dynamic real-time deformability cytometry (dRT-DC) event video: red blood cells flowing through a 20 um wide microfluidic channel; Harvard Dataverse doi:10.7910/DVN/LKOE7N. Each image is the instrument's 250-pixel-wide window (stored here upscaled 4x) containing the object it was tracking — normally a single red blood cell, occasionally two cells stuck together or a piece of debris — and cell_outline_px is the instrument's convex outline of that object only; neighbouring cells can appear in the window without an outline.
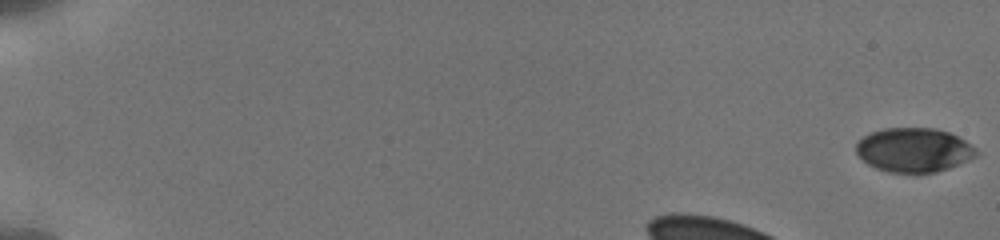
{"species": "human", "species_latin": "Homo sapiens", "temperature_condition": "cold", "stored_images_in_passage": 17, "camera_frame_rate_fps": 3000, "um_per_image_px": 0.085, "donor": {"sex": "male"}, "frame": {"image": 1, "passage_image": 1, "time_ms": 0.0, "image_size_px": [1000, 240], "cell_outline_px": [[976, 156], [968, 160], [948, 168], [936, 172], [888, 172], [876, 168], [868, 164], [856, 152], [856, 144], [864, 136], [872, 132], [884, 128], [932, 128], [948, 132], [964, 140], [976, 148]], "centroid_in_image_um": [77.67, 12.74], "position_along_channel_um": 7.3, "area_um2": 30.52}}
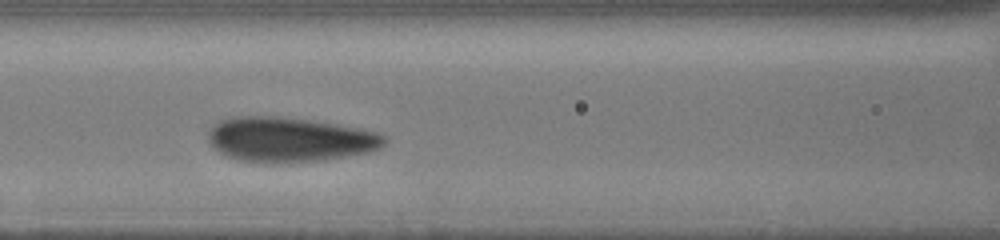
{"frame": {"image": 2, "passage_image": 15, "time_ms": 6.333, "image_size_px": [1000, 240], "cell_outline_px": [[388, 140], [380, 148], [368, 152], [324, 160], [276, 164], [240, 160], [224, 156], [212, 148], [208, 140], [208, 132], [220, 120], [236, 116], [276, 116], [308, 120], [336, 124], [376, 132], [384, 136]], "centroid_in_image_um": [24.56, 11.88], "position_along_channel_um": 142.0, "area_um2": 46.07}}
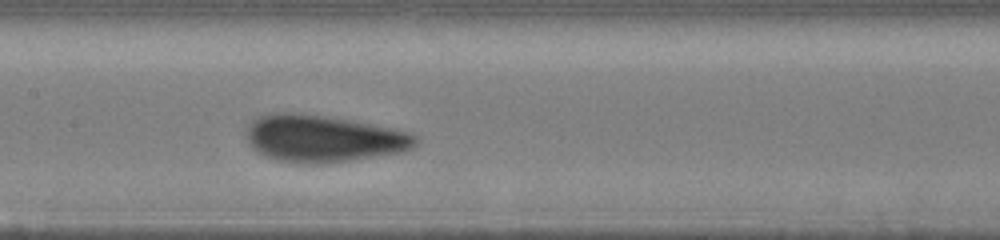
{"frame": {"image": 3, "passage_image": 17, "time_ms": 7.333, "image_size_px": [1000, 240], "cell_outline_px": [[420, 140], [412, 148], [404, 152], [348, 160], [316, 164], [304, 164], [276, 160], [264, 156], [252, 148], [248, 144], [248, 124], [252, 120], [260, 116], [276, 112], [296, 112], [352, 120], [412, 132]], "centroid_in_image_um": [27.49, 11.77], "position_along_channel_um": 179.9, "area_um2": 46.53}}